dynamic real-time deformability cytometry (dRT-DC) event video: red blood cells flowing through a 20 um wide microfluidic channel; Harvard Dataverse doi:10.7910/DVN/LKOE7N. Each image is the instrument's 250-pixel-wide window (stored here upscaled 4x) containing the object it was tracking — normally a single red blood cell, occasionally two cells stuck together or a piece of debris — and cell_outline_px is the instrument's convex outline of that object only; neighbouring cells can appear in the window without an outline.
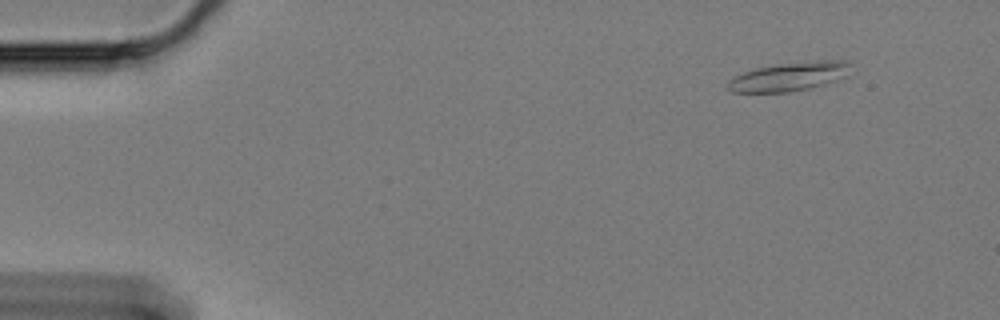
{"species": "Egyptian fruit bat (a non-hibernating species)", "species_latin": "Rousettus aegyptiacus", "temperature_condition": "cold", "stored_images_in_passage": 3, "camera_frame_rate_fps": 3000, "um_per_image_px": 0.085, "animal": {"sex": "female"}, "frame": {"image": 1, "passage_image": 1, "time_ms": 0.0, "image_size_px": [1000, 320], "cell_outline_px": [[848, 64], [844, 76], [824, 84], [808, 88], [788, 92], [732, 92], [728, 88], [728, 80], [744, 72], [756, 68], [776, 64], [820, 60], [844, 60]], "centroid_in_image_um": [67.01, 6.51], "position_along_channel_um": 18.0, "area_um2": 20.06}}